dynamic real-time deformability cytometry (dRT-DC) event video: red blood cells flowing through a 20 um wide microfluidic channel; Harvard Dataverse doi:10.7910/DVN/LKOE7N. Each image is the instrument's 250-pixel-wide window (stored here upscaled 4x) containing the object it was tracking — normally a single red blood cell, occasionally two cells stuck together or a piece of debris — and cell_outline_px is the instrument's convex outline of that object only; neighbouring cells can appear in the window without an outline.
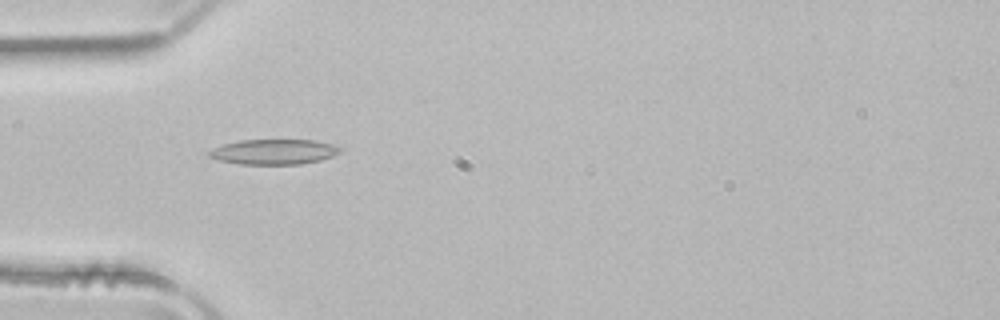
{"species": "common noctule bat (a hibernating species)", "species_latin": "Nyctalus noctula", "temperature_condition": "room temperature", "stored_images_in_passage": 16, "camera_frame_rate_fps": 3000, "um_per_image_px": 0.085, "animal": {"sex": "male", "body_mass_g": 21.5, "forearm_length_mm": 52.0}, "frame": {"image": 1, "passage_image": 1, "time_ms": 0.0, "image_size_px": [1000, 320], "cell_outline_px": [[340, 152], [332, 156], [320, 160], [300, 164], [240, 164], [216, 160], [208, 156], [208, 152], [212, 148], [224, 144], [240, 140], [316, 140], [332, 144], [340, 148]], "centroid_in_image_um": [23.24, 12.9], "position_along_channel_um": 61.8, "area_um2": 19.19}}
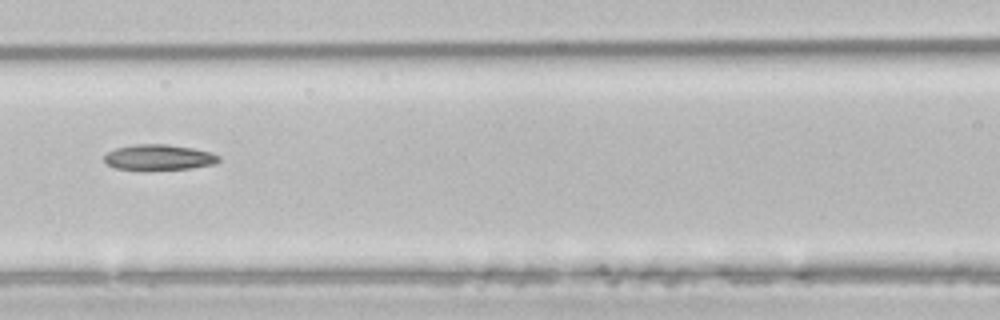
{"frame": {"image": 2, "passage_image": 8, "time_ms": 2.333, "image_size_px": [1000, 320], "cell_outline_px": [[220, 160], [216, 164], [192, 168], [116, 168], [108, 164], [104, 160], [104, 156], [108, 152], [116, 148], [136, 144], [168, 144], [192, 148], [212, 152], [220, 156]], "centroid_in_image_um": [13.57, 13.34], "position_along_channel_um": 153.0, "area_um2": 16.59}}
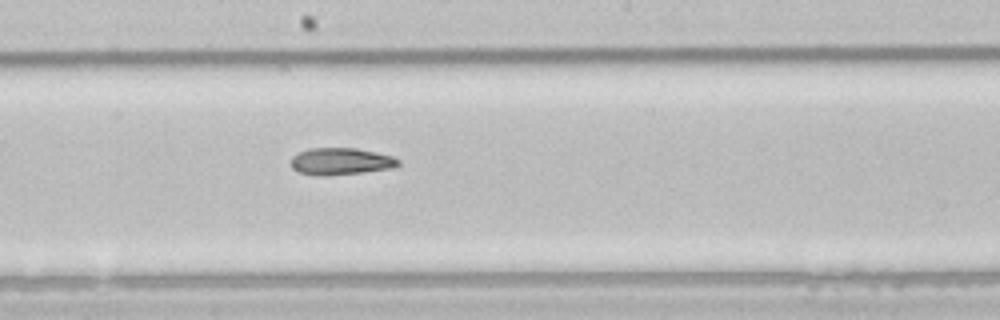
{"frame": {"image": 3, "passage_image": 13, "time_ms": 4.0, "image_size_px": [1000, 320], "cell_outline_px": [[400, 164], [388, 168], [360, 172], [324, 176], [300, 172], [292, 168], [292, 156], [308, 148], [356, 148], [392, 156], [400, 160]], "centroid_in_image_um": [28.94, 13.7], "position_along_channel_um": 219.3, "area_um2": 16.47}}